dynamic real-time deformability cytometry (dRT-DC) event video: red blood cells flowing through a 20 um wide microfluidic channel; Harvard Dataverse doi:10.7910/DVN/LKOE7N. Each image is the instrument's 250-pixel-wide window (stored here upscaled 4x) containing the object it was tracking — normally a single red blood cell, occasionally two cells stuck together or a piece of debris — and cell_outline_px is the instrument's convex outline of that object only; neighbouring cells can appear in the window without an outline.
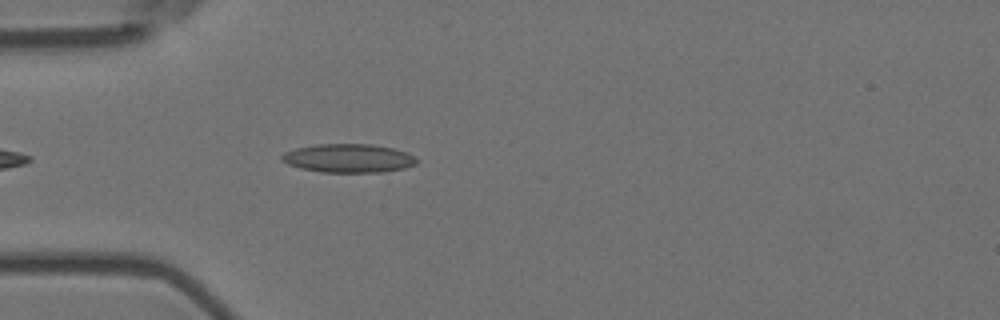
{"species": "Egyptian fruit bat (a non-hibernating species)", "species_latin": "Rousettus aegyptiacus", "temperature_condition": "room temperature", "stored_images_in_passage": 3, "camera_frame_rate_fps": 3000, "um_per_image_px": 0.085, "animal": {"sex": "female"}, "frame": {"image": 1, "passage_image": 3, "time_ms": 0.667, "image_size_px": [1000, 320], "cell_outline_px": [[416, 164], [404, 168], [384, 172], [320, 172], [300, 168], [288, 164], [280, 160], [280, 156], [284, 152], [296, 148], [316, 144], [372, 144], [392, 148], [404, 152], [412, 156], [416, 160]], "centroid_in_image_um": [29.56, 13.45], "position_along_channel_um": 55.4, "area_um2": 22.43}}